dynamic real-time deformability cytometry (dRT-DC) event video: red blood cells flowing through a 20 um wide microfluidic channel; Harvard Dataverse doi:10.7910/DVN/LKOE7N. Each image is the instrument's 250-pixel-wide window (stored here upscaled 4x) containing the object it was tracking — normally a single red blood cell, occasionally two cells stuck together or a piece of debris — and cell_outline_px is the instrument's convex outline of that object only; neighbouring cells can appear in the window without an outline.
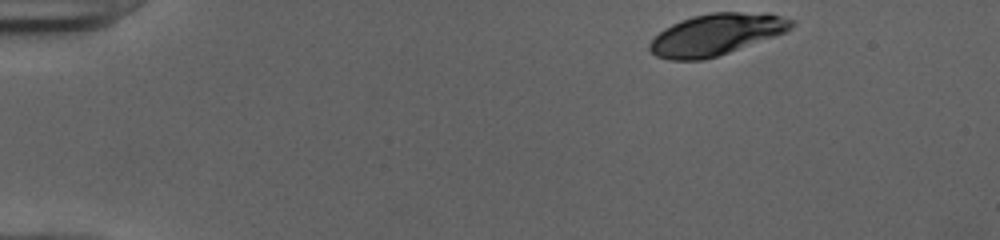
{"species": "human", "species_latin": "Homo sapiens", "temperature_condition": "cold", "stored_images_in_passage": 45, "segment_of_instrument_passage": [1, 2], "camera_frame_rate_fps": 3000, "um_per_image_px": 0.085, "donor": {"sex": "female"}, "frame": {"image": 1, "passage_image": 1, "time_ms": 0.0, "image_size_px": [1000, 240], "cell_outline_px": [[796, 24], [792, 28], [784, 32], [728, 52], [704, 60], [668, 60], [656, 56], [648, 48], [648, 44], [664, 28], [680, 20], [692, 16], [712, 12], [768, 12], [796, 20]], "centroid_in_image_um": [60.88, 2.91], "position_along_channel_um": 24.1, "area_um2": 34.22}}
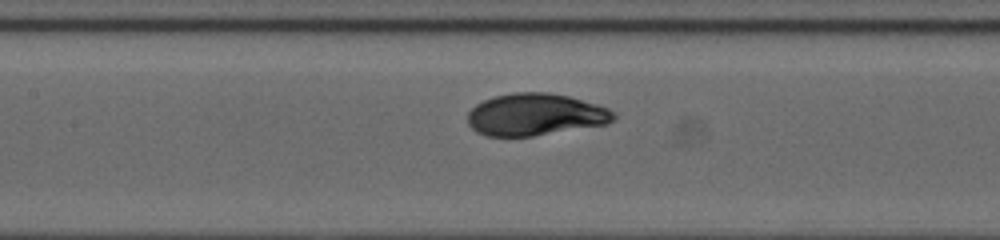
{"frame": {"image": 2, "passage_image": 19, "time_ms": 6.0, "image_size_px": [1000, 240], "cell_outline_px": [[616, 116], [608, 124], [532, 136], [488, 136], [476, 132], [468, 124], [468, 112], [476, 104], [484, 100], [496, 96], [512, 92], [548, 92], [568, 96], [596, 104], [608, 108], [616, 112]], "centroid_in_image_um": [45.5, 9.74], "position_along_channel_um": 161.9, "area_um2": 35.78}}
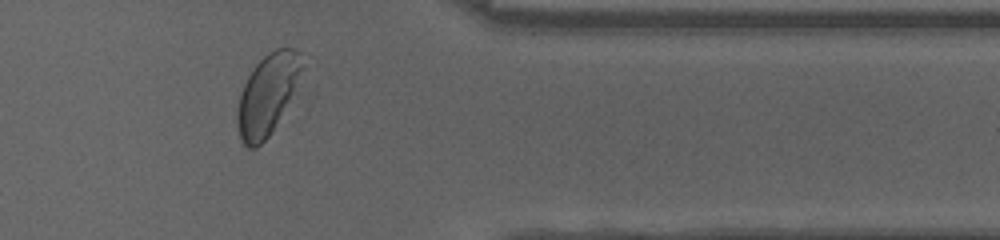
{"frame": {"image": 3, "passage_image": 37, "time_ms": 12.0, "image_size_px": [1000, 240], "cell_outline_px": [[300, 68], [292, 92], [268, 136], [256, 148], [248, 148], [240, 140], [236, 124], [236, 112], [240, 96], [244, 84], [248, 76], [256, 64], [268, 52], [276, 48], [292, 48], [300, 52]], "centroid_in_image_um": [22.63, 8.05], "position_along_channel_um": 388.8, "area_um2": 29.07}}